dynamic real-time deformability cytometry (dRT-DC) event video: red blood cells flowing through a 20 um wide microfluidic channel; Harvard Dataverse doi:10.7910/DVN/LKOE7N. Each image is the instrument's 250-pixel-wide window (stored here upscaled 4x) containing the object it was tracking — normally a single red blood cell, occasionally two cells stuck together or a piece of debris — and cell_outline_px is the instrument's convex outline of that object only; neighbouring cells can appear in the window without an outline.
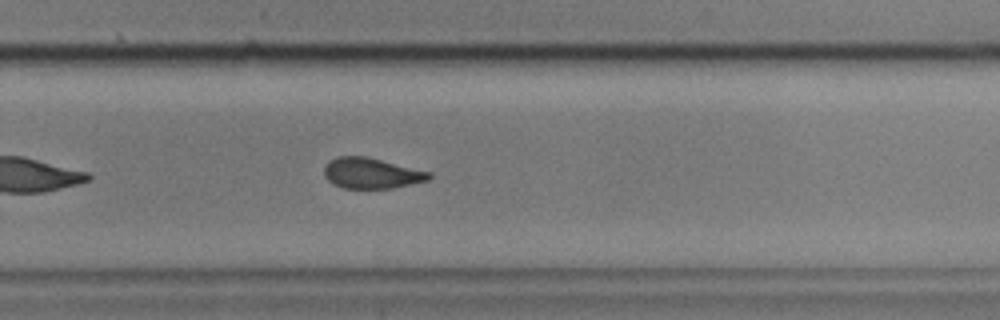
{"species": "common noctule bat (a hibernating species)", "species_latin": "Nyctalus noctula", "temperature_condition": "cold", "stored_images_in_passage": 40, "camera_frame_rate_fps": 3000, "um_per_image_px": 0.085, "animal": {"sex": "male", "body_mass_g": 17.9, "forearm_length_mm": 54.2}, "frame": {"image": 1, "passage_image": 23, "time_ms": 7.333, "image_size_px": [1000, 320], "cell_outline_px": [[432, 176], [428, 180], [392, 188], [344, 188], [332, 184], [324, 176], [324, 168], [328, 160], [336, 156], [364, 156], [432, 172]], "centroid_in_image_um": [31.54, 14.72], "position_along_channel_um": 298.3, "area_um2": 18.73}, "authors_computed_cell_mechanics": {"area_um2": 19.5653, "velocity_mm_per_s": 3.6075, "shape_relaxation_time_tau1_ms": 8.3283, "shape_relaxation_time_tau2_ms": 2.5124, "deformation_change_tau1": 0.1608, "deformation_change_tau2": 0.0864}}